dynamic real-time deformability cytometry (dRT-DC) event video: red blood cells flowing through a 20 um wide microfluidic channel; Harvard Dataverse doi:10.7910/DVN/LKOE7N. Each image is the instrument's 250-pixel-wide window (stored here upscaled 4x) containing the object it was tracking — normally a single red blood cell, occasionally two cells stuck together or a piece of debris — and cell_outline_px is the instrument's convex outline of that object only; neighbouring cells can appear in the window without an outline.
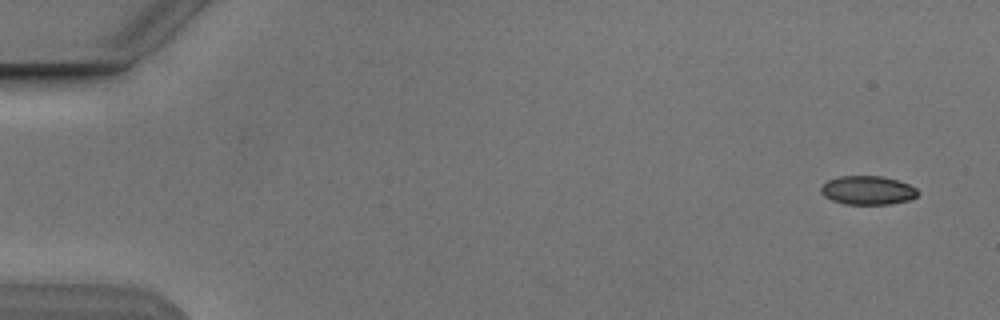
{"species": "Egyptian fruit bat (a non-hibernating species)", "species_latin": "Rousettus aegyptiacus", "temperature_condition": "cold", "stored_images_in_passage": 5, "camera_frame_rate_fps": 3000, "um_per_image_px": 0.085, "animal": {"sex": "male"}, "frame": {"image": 1, "passage_image": 1, "time_ms": 0.0, "image_size_px": [1000, 320], "cell_outline_px": [[920, 192], [916, 196], [908, 200], [892, 204], [844, 204], [832, 200], [824, 196], [820, 192], [820, 188], [828, 180], [840, 176], [880, 176], [896, 180], [908, 184], [916, 188]], "centroid_in_image_um": [73.74, 16.18], "position_along_channel_um": 11.3, "area_um2": 16.18}}
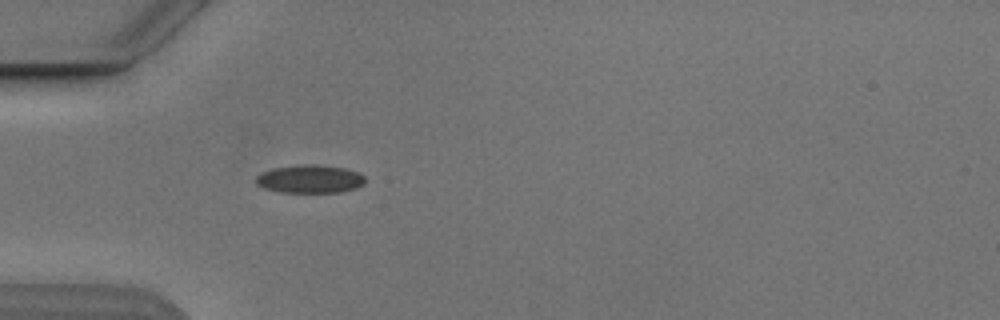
{"frame": {"image": 2, "passage_image": 5, "time_ms": 4.667, "image_size_px": [1000, 320], "cell_outline_px": [[364, 184], [356, 188], [340, 192], [280, 192], [264, 188], [256, 184], [256, 176], [272, 168], [304, 164], [316, 164], [344, 168], [356, 172], [364, 176]], "centroid_in_image_um": [26.33, 15.21], "position_along_channel_um": 58.7, "area_um2": 17.8}}